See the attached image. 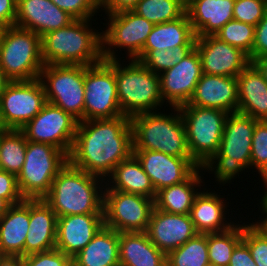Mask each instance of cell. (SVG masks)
I'll return each mask as SVG.
<instances>
[{
    "instance_id": "6da1fadb",
    "label": "cell",
    "mask_w": 267,
    "mask_h": 266,
    "mask_svg": "<svg viewBox=\"0 0 267 266\" xmlns=\"http://www.w3.org/2000/svg\"><path fill=\"white\" fill-rule=\"evenodd\" d=\"M133 154L130 117L79 121L68 162L106 180L114 168Z\"/></svg>"
},
{
    "instance_id": "7a4b0ae2",
    "label": "cell",
    "mask_w": 267,
    "mask_h": 266,
    "mask_svg": "<svg viewBox=\"0 0 267 266\" xmlns=\"http://www.w3.org/2000/svg\"><path fill=\"white\" fill-rule=\"evenodd\" d=\"M105 180L72 166L58 172L43 200L57 217L76 214H103Z\"/></svg>"
},
{
    "instance_id": "3957f363",
    "label": "cell",
    "mask_w": 267,
    "mask_h": 266,
    "mask_svg": "<svg viewBox=\"0 0 267 266\" xmlns=\"http://www.w3.org/2000/svg\"><path fill=\"white\" fill-rule=\"evenodd\" d=\"M95 19L77 20L41 37L45 65L68 64L90 66L103 60L102 32L92 27Z\"/></svg>"
},
{
    "instance_id": "277c9868",
    "label": "cell",
    "mask_w": 267,
    "mask_h": 266,
    "mask_svg": "<svg viewBox=\"0 0 267 266\" xmlns=\"http://www.w3.org/2000/svg\"><path fill=\"white\" fill-rule=\"evenodd\" d=\"M258 121L239 112L228 114L219 150L202 166L204 172H214L215 182L223 187L251 169L252 136Z\"/></svg>"
},
{
    "instance_id": "5b68a950",
    "label": "cell",
    "mask_w": 267,
    "mask_h": 266,
    "mask_svg": "<svg viewBox=\"0 0 267 266\" xmlns=\"http://www.w3.org/2000/svg\"><path fill=\"white\" fill-rule=\"evenodd\" d=\"M170 108L172 113L169 114L158 110L130 118L133 150H152L176 157L192 158L179 108Z\"/></svg>"
},
{
    "instance_id": "8992f818",
    "label": "cell",
    "mask_w": 267,
    "mask_h": 266,
    "mask_svg": "<svg viewBox=\"0 0 267 266\" xmlns=\"http://www.w3.org/2000/svg\"><path fill=\"white\" fill-rule=\"evenodd\" d=\"M120 59L122 58L115 59V78L122 114L131 118L141 113L161 110L166 103L161 94L159 75L138 60L128 61L126 58V64Z\"/></svg>"
},
{
    "instance_id": "52a82bcc",
    "label": "cell",
    "mask_w": 267,
    "mask_h": 266,
    "mask_svg": "<svg viewBox=\"0 0 267 266\" xmlns=\"http://www.w3.org/2000/svg\"><path fill=\"white\" fill-rule=\"evenodd\" d=\"M44 65L39 35L15 25L1 28L0 67L11 81L39 79Z\"/></svg>"
},
{
    "instance_id": "ba28073f",
    "label": "cell",
    "mask_w": 267,
    "mask_h": 266,
    "mask_svg": "<svg viewBox=\"0 0 267 266\" xmlns=\"http://www.w3.org/2000/svg\"><path fill=\"white\" fill-rule=\"evenodd\" d=\"M68 163V155L46 143L27 141L25 162L17 175L24 199H43L58 172Z\"/></svg>"
},
{
    "instance_id": "9c48e42d",
    "label": "cell",
    "mask_w": 267,
    "mask_h": 266,
    "mask_svg": "<svg viewBox=\"0 0 267 266\" xmlns=\"http://www.w3.org/2000/svg\"><path fill=\"white\" fill-rule=\"evenodd\" d=\"M191 157L202 167L218 152L224 124L229 113L216 108H202L188 103L178 107Z\"/></svg>"
},
{
    "instance_id": "30bf717a",
    "label": "cell",
    "mask_w": 267,
    "mask_h": 266,
    "mask_svg": "<svg viewBox=\"0 0 267 266\" xmlns=\"http://www.w3.org/2000/svg\"><path fill=\"white\" fill-rule=\"evenodd\" d=\"M39 80L48 103L70 113L78 121H84L83 65H44Z\"/></svg>"
},
{
    "instance_id": "8fae6325",
    "label": "cell",
    "mask_w": 267,
    "mask_h": 266,
    "mask_svg": "<svg viewBox=\"0 0 267 266\" xmlns=\"http://www.w3.org/2000/svg\"><path fill=\"white\" fill-rule=\"evenodd\" d=\"M106 16L108 23H103V26L106 25V30H102L103 60L118 59V50H116L118 48L120 51L123 48L125 53L127 52L128 60L135 59L142 52L154 24L132 10L111 13Z\"/></svg>"
},
{
    "instance_id": "7c38bea8",
    "label": "cell",
    "mask_w": 267,
    "mask_h": 266,
    "mask_svg": "<svg viewBox=\"0 0 267 266\" xmlns=\"http://www.w3.org/2000/svg\"><path fill=\"white\" fill-rule=\"evenodd\" d=\"M84 121L122 116L115 78V60L84 66Z\"/></svg>"
},
{
    "instance_id": "4fadbf2b",
    "label": "cell",
    "mask_w": 267,
    "mask_h": 266,
    "mask_svg": "<svg viewBox=\"0 0 267 266\" xmlns=\"http://www.w3.org/2000/svg\"><path fill=\"white\" fill-rule=\"evenodd\" d=\"M154 207V199L104 186V225L117 232H146Z\"/></svg>"
},
{
    "instance_id": "5bb4252c",
    "label": "cell",
    "mask_w": 267,
    "mask_h": 266,
    "mask_svg": "<svg viewBox=\"0 0 267 266\" xmlns=\"http://www.w3.org/2000/svg\"><path fill=\"white\" fill-rule=\"evenodd\" d=\"M47 103L39 79L10 81L0 98V112L7 129L20 130Z\"/></svg>"
},
{
    "instance_id": "9a60e30c",
    "label": "cell",
    "mask_w": 267,
    "mask_h": 266,
    "mask_svg": "<svg viewBox=\"0 0 267 266\" xmlns=\"http://www.w3.org/2000/svg\"><path fill=\"white\" fill-rule=\"evenodd\" d=\"M78 122L70 113L47 102L20 130L27 141L50 144L69 155Z\"/></svg>"
},
{
    "instance_id": "2e32d148",
    "label": "cell",
    "mask_w": 267,
    "mask_h": 266,
    "mask_svg": "<svg viewBox=\"0 0 267 266\" xmlns=\"http://www.w3.org/2000/svg\"><path fill=\"white\" fill-rule=\"evenodd\" d=\"M199 52L194 47L172 68L159 74L161 94L169 107H179L188 103L202 76Z\"/></svg>"
},
{
    "instance_id": "e0dca14e",
    "label": "cell",
    "mask_w": 267,
    "mask_h": 266,
    "mask_svg": "<svg viewBox=\"0 0 267 266\" xmlns=\"http://www.w3.org/2000/svg\"><path fill=\"white\" fill-rule=\"evenodd\" d=\"M195 48L199 52L204 74L237 77L251 63L241 49L214 35L196 37Z\"/></svg>"
},
{
    "instance_id": "ac0fdd59",
    "label": "cell",
    "mask_w": 267,
    "mask_h": 266,
    "mask_svg": "<svg viewBox=\"0 0 267 266\" xmlns=\"http://www.w3.org/2000/svg\"><path fill=\"white\" fill-rule=\"evenodd\" d=\"M155 189L187 180L201 166L193 158H181L152 150H133Z\"/></svg>"
},
{
    "instance_id": "d6986e66",
    "label": "cell",
    "mask_w": 267,
    "mask_h": 266,
    "mask_svg": "<svg viewBox=\"0 0 267 266\" xmlns=\"http://www.w3.org/2000/svg\"><path fill=\"white\" fill-rule=\"evenodd\" d=\"M145 233L166 255L198 234L190 214L169 213L155 207Z\"/></svg>"
},
{
    "instance_id": "ffe728a7",
    "label": "cell",
    "mask_w": 267,
    "mask_h": 266,
    "mask_svg": "<svg viewBox=\"0 0 267 266\" xmlns=\"http://www.w3.org/2000/svg\"><path fill=\"white\" fill-rule=\"evenodd\" d=\"M75 20L51 0H17L15 26L31 30L40 37Z\"/></svg>"
},
{
    "instance_id": "44dd1931",
    "label": "cell",
    "mask_w": 267,
    "mask_h": 266,
    "mask_svg": "<svg viewBox=\"0 0 267 266\" xmlns=\"http://www.w3.org/2000/svg\"><path fill=\"white\" fill-rule=\"evenodd\" d=\"M103 225V214L57 217L55 248L73 258L93 239Z\"/></svg>"
},
{
    "instance_id": "7402d4cb",
    "label": "cell",
    "mask_w": 267,
    "mask_h": 266,
    "mask_svg": "<svg viewBox=\"0 0 267 266\" xmlns=\"http://www.w3.org/2000/svg\"><path fill=\"white\" fill-rule=\"evenodd\" d=\"M188 104L202 108H216L227 113L237 112V77L203 73Z\"/></svg>"
},
{
    "instance_id": "603a6c76",
    "label": "cell",
    "mask_w": 267,
    "mask_h": 266,
    "mask_svg": "<svg viewBox=\"0 0 267 266\" xmlns=\"http://www.w3.org/2000/svg\"><path fill=\"white\" fill-rule=\"evenodd\" d=\"M202 190L195 197L190 212L197 233L212 234L228 231L236 223L234 220L227 221L226 212L229 209L226 208L227 202L224 196L220 195V192L207 190L205 186Z\"/></svg>"
},
{
    "instance_id": "cb8c5ba5",
    "label": "cell",
    "mask_w": 267,
    "mask_h": 266,
    "mask_svg": "<svg viewBox=\"0 0 267 266\" xmlns=\"http://www.w3.org/2000/svg\"><path fill=\"white\" fill-rule=\"evenodd\" d=\"M235 0H186V13L196 37L214 35L233 20Z\"/></svg>"
},
{
    "instance_id": "d4e9b609",
    "label": "cell",
    "mask_w": 267,
    "mask_h": 266,
    "mask_svg": "<svg viewBox=\"0 0 267 266\" xmlns=\"http://www.w3.org/2000/svg\"><path fill=\"white\" fill-rule=\"evenodd\" d=\"M57 215L43 199H30L29 231L24 256L52 250L56 243Z\"/></svg>"
},
{
    "instance_id": "484cf974",
    "label": "cell",
    "mask_w": 267,
    "mask_h": 266,
    "mask_svg": "<svg viewBox=\"0 0 267 266\" xmlns=\"http://www.w3.org/2000/svg\"><path fill=\"white\" fill-rule=\"evenodd\" d=\"M238 111L259 121H267V82L250 63L238 76Z\"/></svg>"
},
{
    "instance_id": "4316f807",
    "label": "cell",
    "mask_w": 267,
    "mask_h": 266,
    "mask_svg": "<svg viewBox=\"0 0 267 266\" xmlns=\"http://www.w3.org/2000/svg\"><path fill=\"white\" fill-rule=\"evenodd\" d=\"M30 221V199L11 205L0 217V253L24 256Z\"/></svg>"
},
{
    "instance_id": "83f0119b",
    "label": "cell",
    "mask_w": 267,
    "mask_h": 266,
    "mask_svg": "<svg viewBox=\"0 0 267 266\" xmlns=\"http://www.w3.org/2000/svg\"><path fill=\"white\" fill-rule=\"evenodd\" d=\"M120 266H167L166 254L145 232H119Z\"/></svg>"
},
{
    "instance_id": "f1b7e54d",
    "label": "cell",
    "mask_w": 267,
    "mask_h": 266,
    "mask_svg": "<svg viewBox=\"0 0 267 266\" xmlns=\"http://www.w3.org/2000/svg\"><path fill=\"white\" fill-rule=\"evenodd\" d=\"M73 266H120L119 232L103 225L93 239L72 258Z\"/></svg>"
},
{
    "instance_id": "f546056e",
    "label": "cell",
    "mask_w": 267,
    "mask_h": 266,
    "mask_svg": "<svg viewBox=\"0 0 267 266\" xmlns=\"http://www.w3.org/2000/svg\"><path fill=\"white\" fill-rule=\"evenodd\" d=\"M202 172L203 169L200 167L184 182L157 191L154 199L155 208L169 213L190 214L195 197L202 189L201 186L206 184Z\"/></svg>"
},
{
    "instance_id": "4dcf8cb0",
    "label": "cell",
    "mask_w": 267,
    "mask_h": 266,
    "mask_svg": "<svg viewBox=\"0 0 267 266\" xmlns=\"http://www.w3.org/2000/svg\"><path fill=\"white\" fill-rule=\"evenodd\" d=\"M105 184L112 190L139 194L151 199L156 197L149 176L134 154L114 168L112 174L105 180Z\"/></svg>"
},
{
    "instance_id": "1f68e13d",
    "label": "cell",
    "mask_w": 267,
    "mask_h": 266,
    "mask_svg": "<svg viewBox=\"0 0 267 266\" xmlns=\"http://www.w3.org/2000/svg\"><path fill=\"white\" fill-rule=\"evenodd\" d=\"M196 36L187 13L177 20L155 24L142 50L195 46Z\"/></svg>"
},
{
    "instance_id": "d6a6232c",
    "label": "cell",
    "mask_w": 267,
    "mask_h": 266,
    "mask_svg": "<svg viewBox=\"0 0 267 266\" xmlns=\"http://www.w3.org/2000/svg\"><path fill=\"white\" fill-rule=\"evenodd\" d=\"M27 139L21 130L7 129L0 135V168L18 175L25 162Z\"/></svg>"
},
{
    "instance_id": "836d02e7",
    "label": "cell",
    "mask_w": 267,
    "mask_h": 266,
    "mask_svg": "<svg viewBox=\"0 0 267 266\" xmlns=\"http://www.w3.org/2000/svg\"><path fill=\"white\" fill-rule=\"evenodd\" d=\"M243 223L228 231L207 234L208 259L216 266H228L235 247L242 241Z\"/></svg>"
},
{
    "instance_id": "e575fe53",
    "label": "cell",
    "mask_w": 267,
    "mask_h": 266,
    "mask_svg": "<svg viewBox=\"0 0 267 266\" xmlns=\"http://www.w3.org/2000/svg\"><path fill=\"white\" fill-rule=\"evenodd\" d=\"M132 11L154 25L170 22L186 13V0H139Z\"/></svg>"
},
{
    "instance_id": "d590c367",
    "label": "cell",
    "mask_w": 267,
    "mask_h": 266,
    "mask_svg": "<svg viewBox=\"0 0 267 266\" xmlns=\"http://www.w3.org/2000/svg\"><path fill=\"white\" fill-rule=\"evenodd\" d=\"M207 263V234H197L166 255L167 266H205Z\"/></svg>"
},
{
    "instance_id": "8d00e7d4",
    "label": "cell",
    "mask_w": 267,
    "mask_h": 266,
    "mask_svg": "<svg viewBox=\"0 0 267 266\" xmlns=\"http://www.w3.org/2000/svg\"><path fill=\"white\" fill-rule=\"evenodd\" d=\"M195 46H176L173 49L142 50L135 58L158 75L179 63Z\"/></svg>"
},
{
    "instance_id": "74e56055",
    "label": "cell",
    "mask_w": 267,
    "mask_h": 266,
    "mask_svg": "<svg viewBox=\"0 0 267 266\" xmlns=\"http://www.w3.org/2000/svg\"><path fill=\"white\" fill-rule=\"evenodd\" d=\"M255 26L237 21L227 22L214 36L219 40L241 49L252 63V46L254 43Z\"/></svg>"
},
{
    "instance_id": "f35d334b",
    "label": "cell",
    "mask_w": 267,
    "mask_h": 266,
    "mask_svg": "<svg viewBox=\"0 0 267 266\" xmlns=\"http://www.w3.org/2000/svg\"><path fill=\"white\" fill-rule=\"evenodd\" d=\"M243 223L242 241L248 246L257 266H267V232L252 223Z\"/></svg>"
},
{
    "instance_id": "ab89813d",
    "label": "cell",
    "mask_w": 267,
    "mask_h": 266,
    "mask_svg": "<svg viewBox=\"0 0 267 266\" xmlns=\"http://www.w3.org/2000/svg\"><path fill=\"white\" fill-rule=\"evenodd\" d=\"M251 169L262 178L267 173V121H258L252 136Z\"/></svg>"
},
{
    "instance_id": "60d3db41",
    "label": "cell",
    "mask_w": 267,
    "mask_h": 266,
    "mask_svg": "<svg viewBox=\"0 0 267 266\" xmlns=\"http://www.w3.org/2000/svg\"><path fill=\"white\" fill-rule=\"evenodd\" d=\"M267 11V0H235L233 18L256 26Z\"/></svg>"
},
{
    "instance_id": "b9f144b4",
    "label": "cell",
    "mask_w": 267,
    "mask_h": 266,
    "mask_svg": "<svg viewBox=\"0 0 267 266\" xmlns=\"http://www.w3.org/2000/svg\"><path fill=\"white\" fill-rule=\"evenodd\" d=\"M77 20L95 19L100 12V0H51ZM96 13V14H95Z\"/></svg>"
},
{
    "instance_id": "7bdbcfd3",
    "label": "cell",
    "mask_w": 267,
    "mask_h": 266,
    "mask_svg": "<svg viewBox=\"0 0 267 266\" xmlns=\"http://www.w3.org/2000/svg\"><path fill=\"white\" fill-rule=\"evenodd\" d=\"M23 266H73L72 258L58 249L23 256Z\"/></svg>"
},
{
    "instance_id": "ee69618b",
    "label": "cell",
    "mask_w": 267,
    "mask_h": 266,
    "mask_svg": "<svg viewBox=\"0 0 267 266\" xmlns=\"http://www.w3.org/2000/svg\"><path fill=\"white\" fill-rule=\"evenodd\" d=\"M0 198L5 199L10 205L24 200L18 188L17 176L3 170H0Z\"/></svg>"
},
{
    "instance_id": "f6af8a7d",
    "label": "cell",
    "mask_w": 267,
    "mask_h": 266,
    "mask_svg": "<svg viewBox=\"0 0 267 266\" xmlns=\"http://www.w3.org/2000/svg\"><path fill=\"white\" fill-rule=\"evenodd\" d=\"M267 54V11L255 26L254 43L252 46V62Z\"/></svg>"
},
{
    "instance_id": "bcb514c9",
    "label": "cell",
    "mask_w": 267,
    "mask_h": 266,
    "mask_svg": "<svg viewBox=\"0 0 267 266\" xmlns=\"http://www.w3.org/2000/svg\"><path fill=\"white\" fill-rule=\"evenodd\" d=\"M228 266H257L243 241L235 247Z\"/></svg>"
},
{
    "instance_id": "7dc6e473",
    "label": "cell",
    "mask_w": 267,
    "mask_h": 266,
    "mask_svg": "<svg viewBox=\"0 0 267 266\" xmlns=\"http://www.w3.org/2000/svg\"><path fill=\"white\" fill-rule=\"evenodd\" d=\"M17 0H0V28L14 26Z\"/></svg>"
},
{
    "instance_id": "c3c4849f",
    "label": "cell",
    "mask_w": 267,
    "mask_h": 266,
    "mask_svg": "<svg viewBox=\"0 0 267 266\" xmlns=\"http://www.w3.org/2000/svg\"><path fill=\"white\" fill-rule=\"evenodd\" d=\"M139 0H100V9L106 14L132 10Z\"/></svg>"
},
{
    "instance_id": "681fc988",
    "label": "cell",
    "mask_w": 267,
    "mask_h": 266,
    "mask_svg": "<svg viewBox=\"0 0 267 266\" xmlns=\"http://www.w3.org/2000/svg\"><path fill=\"white\" fill-rule=\"evenodd\" d=\"M260 206H259V210H260V213H262L261 215H265L264 217H263V219H262V217H258V218H260L259 220H254L255 222V224L257 225V226H267V189H264V192H263V194L262 195H260ZM262 211V212H261Z\"/></svg>"
},
{
    "instance_id": "f907efd6",
    "label": "cell",
    "mask_w": 267,
    "mask_h": 266,
    "mask_svg": "<svg viewBox=\"0 0 267 266\" xmlns=\"http://www.w3.org/2000/svg\"><path fill=\"white\" fill-rule=\"evenodd\" d=\"M0 266H23V256L1 255Z\"/></svg>"
},
{
    "instance_id": "816d5d0a",
    "label": "cell",
    "mask_w": 267,
    "mask_h": 266,
    "mask_svg": "<svg viewBox=\"0 0 267 266\" xmlns=\"http://www.w3.org/2000/svg\"><path fill=\"white\" fill-rule=\"evenodd\" d=\"M252 63L262 73L264 80L267 82V54L255 59Z\"/></svg>"
},
{
    "instance_id": "f5cc1de1",
    "label": "cell",
    "mask_w": 267,
    "mask_h": 266,
    "mask_svg": "<svg viewBox=\"0 0 267 266\" xmlns=\"http://www.w3.org/2000/svg\"><path fill=\"white\" fill-rule=\"evenodd\" d=\"M10 81L11 80L5 75L3 69L0 67V98Z\"/></svg>"
},
{
    "instance_id": "db71d44e",
    "label": "cell",
    "mask_w": 267,
    "mask_h": 266,
    "mask_svg": "<svg viewBox=\"0 0 267 266\" xmlns=\"http://www.w3.org/2000/svg\"><path fill=\"white\" fill-rule=\"evenodd\" d=\"M11 205L3 198H0V217L6 213Z\"/></svg>"
},
{
    "instance_id": "11a10c76",
    "label": "cell",
    "mask_w": 267,
    "mask_h": 266,
    "mask_svg": "<svg viewBox=\"0 0 267 266\" xmlns=\"http://www.w3.org/2000/svg\"><path fill=\"white\" fill-rule=\"evenodd\" d=\"M7 130L6 126L3 123L1 112H0V135Z\"/></svg>"
},
{
    "instance_id": "9f6ffc18",
    "label": "cell",
    "mask_w": 267,
    "mask_h": 266,
    "mask_svg": "<svg viewBox=\"0 0 267 266\" xmlns=\"http://www.w3.org/2000/svg\"><path fill=\"white\" fill-rule=\"evenodd\" d=\"M260 180H262L260 182H263L262 184L264 185L261 187H263V189H264V187H265V189H267V173Z\"/></svg>"
},
{
    "instance_id": "6f0895ef",
    "label": "cell",
    "mask_w": 267,
    "mask_h": 266,
    "mask_svg": "<svg viewBox=\"0 0 267 266\" xmlns=\"http://www.w3.org/2000/svg\"><path fill=\"white\" fill-rule=\"evenodd\" d=\"M258 227H260L261 229H264L267 232V226H258Z\"/></svg>"
},
{
    "instance_id": "680465c9",
    "label": "cell",
    "mask_w": 267,
    "mask_h": 266,
    "mask_svg": "<svg viewBox=\"0 0 267 266\" xmlns=\"http://www.w3.org/2000/svg\"><path fill=\"white\" fill-rule=\"evenodd\" d=\"M205 266H216V265H214L213 263H207Z\"/></svg>"
}]
</instances>
